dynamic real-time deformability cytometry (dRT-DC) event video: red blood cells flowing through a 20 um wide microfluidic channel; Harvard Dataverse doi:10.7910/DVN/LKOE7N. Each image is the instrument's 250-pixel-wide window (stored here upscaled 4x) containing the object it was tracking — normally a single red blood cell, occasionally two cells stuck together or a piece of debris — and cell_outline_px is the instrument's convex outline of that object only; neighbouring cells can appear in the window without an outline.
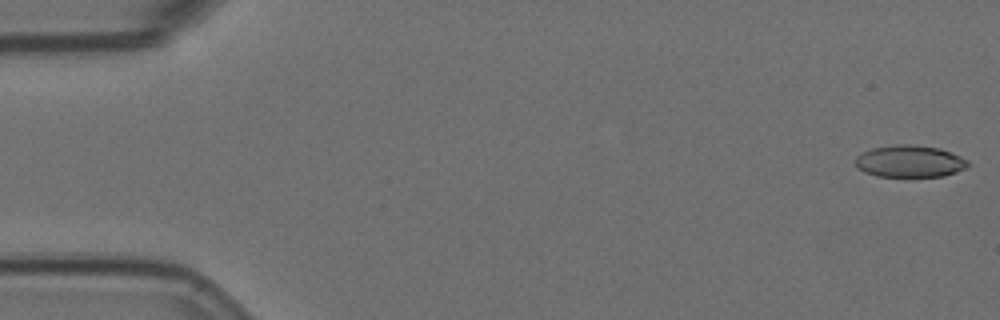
{"species": "Egyptian fruit bat (a non-hibernating species)", "species_latin": "Rousettus aegyptiacus", "temperature_condition": "room temperature", "stored_images_in_passage": 11, "camera_frame_rate_fps": 3000, "um_per_image_px": 0.085, "animal": {"sex": "female"}, "frame": {"image": 1, "passage_image": 1, "time_ms": 0.0, "image_size_px": [1000, 320], "cell_outline_px": [[968, 164], [964, 168], [956, 172], [944, 176], [876, 176], [864, 172], [856, 168], [856, 156], [872, 148], [896, 144], [908, 144], [940, 148], [960, 156], [968, 160]], "centroid_in_image_um": [77.3, 13.71], "position_along_channel_um": 7.7, "area_um2": 20.87}}
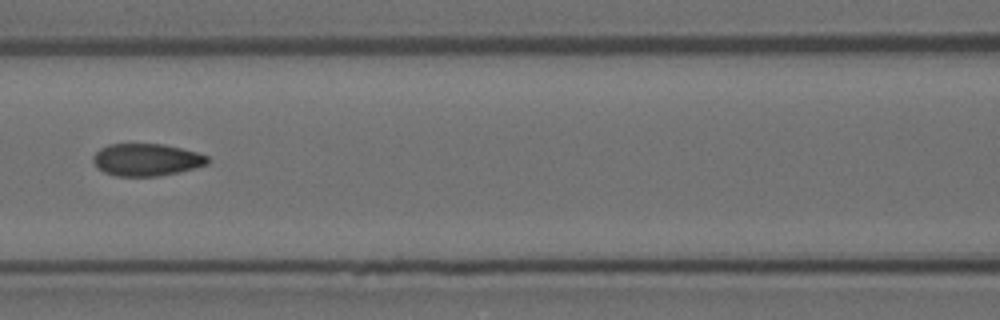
{"frame": {"image": 2, "passage_image": 7, "time_ms": 2.0, "image_size_px": [1000, 320], "cell_outline_px": [[208, 164], [180, 172], [156, 176], [116, 176], [104, 172], [96, 168], [92, 160], [92, 156], [100, 148], [108, 144], [164, 144], [196, 152], [208, 156]], "centroid_in_image_um": [12.41, 13.58], "position_along_channel_um": 154.2, "area_um2": 21.62}}
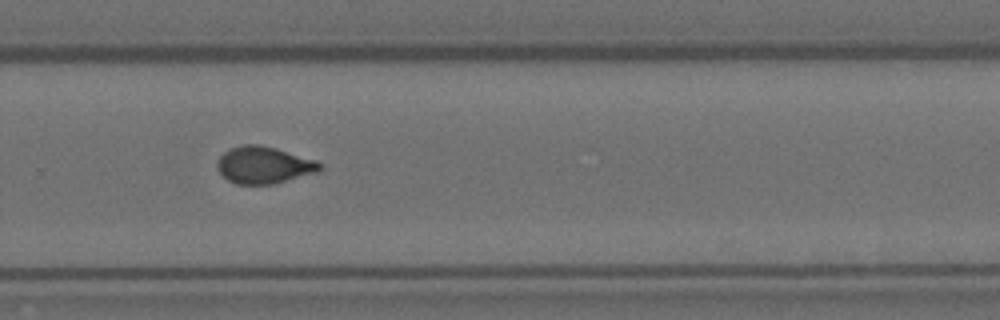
{"frame": {"image": 3, "passage_image": 11, "time_ms": 3.333, "image_size_px": [1000, 320], "cell_outline_px": [[320, 172], [276, 184], [236, 184], [228, 180], [216, 168], [216, 164], [220, 156], [224, 152], [240, 144], [256, 144], [276, 148], [316, 160], [320, 164]], "centroid_in_image_um": [22.43, 14.04], "position_along_channel_um": 307.4, "area_um2": 22.25}}